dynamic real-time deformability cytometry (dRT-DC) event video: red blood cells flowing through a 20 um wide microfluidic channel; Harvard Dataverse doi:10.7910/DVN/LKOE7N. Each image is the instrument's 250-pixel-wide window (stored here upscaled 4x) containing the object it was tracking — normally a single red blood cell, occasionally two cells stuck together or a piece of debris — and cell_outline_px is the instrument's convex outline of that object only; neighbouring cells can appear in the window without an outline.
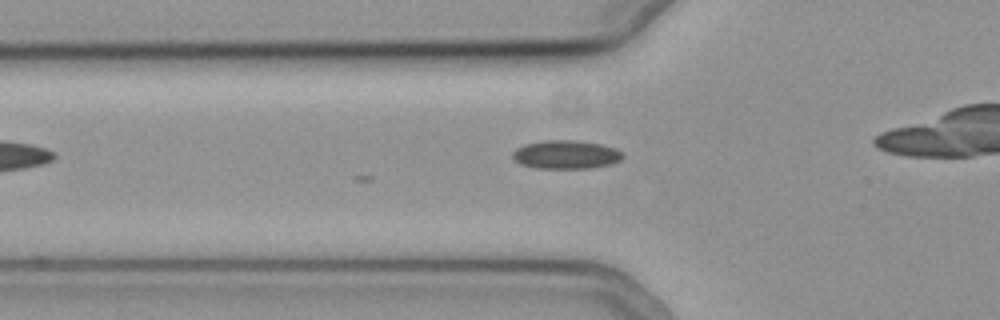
{"species": "common noctule bat (a hibernating species)", "species_latin": "Nyctalus noctula", "temperature_condition": "cold", "stored_images_in_passage": 11, "camera_frame_rate_fps": 3000, "um_per_image_px": 0.085, "animal": {"sex": "female", "body_mass_g": 19.3, "forearm_length_mm": 54.1}, "frame": {"image": 1, "passage_image": 2, "time_ms": 0.333, "image_size_px": [1000, 320], "cell_outline_px": [[624, 156], [620, 160], [612, 164], [588, 168], [536, 168], [520, 164], [512, 156], [512, 152], [516, 148], [524, 144], [544, 140], [576, 140], [600, 144], [616, 148], [624, 152]], "centroid_in_image_um": [48.12, 13.13], "position_along_channel_um": 77.7, "area_um2": 18.44}}
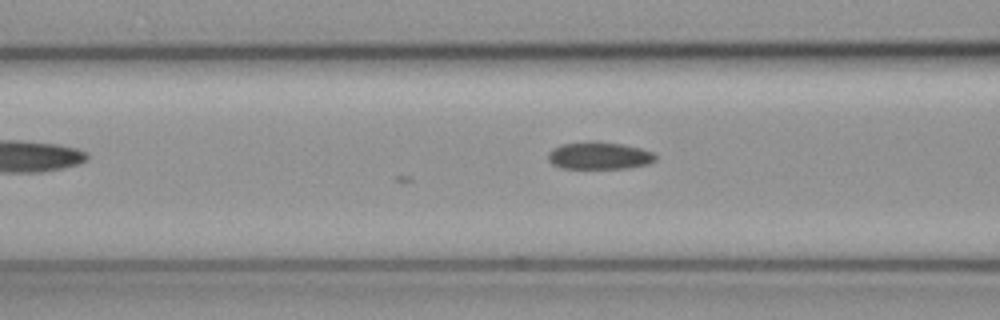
{"frame": {"image": 2, "passage_image": 5, "time_ms": 1.333, "image_size_px": [1000, 320], "cell_outline_px": [[656, 160], [648, 164], [628, 168], [564, 168], [552, 164], [548, 160], [548, 152], [552, 148], [560, 144], [620, 144], [640, 148], [652, 152], [656, 156]], "centroid_in_image_um": [50.94, 13.28], "position_along_channel_um": 115.7, "area_um2": 16.36}}